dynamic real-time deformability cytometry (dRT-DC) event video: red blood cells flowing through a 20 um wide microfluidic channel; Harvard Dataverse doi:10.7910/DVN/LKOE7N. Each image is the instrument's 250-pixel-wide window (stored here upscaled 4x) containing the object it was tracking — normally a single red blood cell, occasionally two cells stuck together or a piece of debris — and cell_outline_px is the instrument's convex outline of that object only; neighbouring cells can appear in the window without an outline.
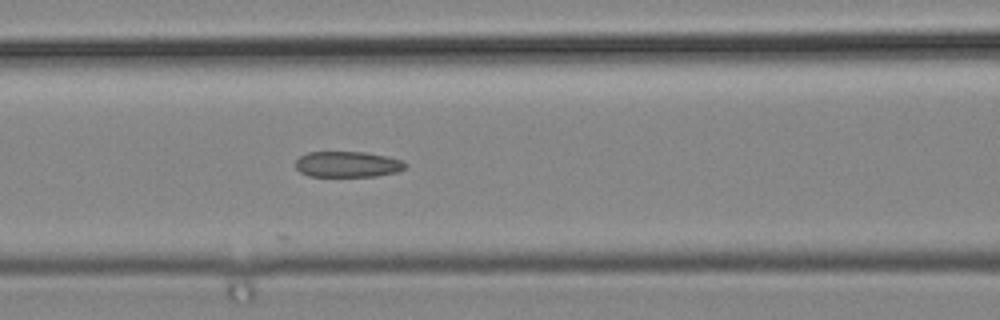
{"species": "common noctule bat (a hibernating species)", "species_latin": "Nyctalus noctula", "temperature_condition": "cold", "stored_images_in_passage": 31, "camera_frame_rate_fps": 3000, "um_per_image_px": 0.085, "animal": {"sex": "male", "body_mass_g": 19.2, "forearm_length_mm": 51.8}, "frame": {"image": 1, "passage_image": 7, "time_ms": 2.0, "image_size_px": [1000, 320], "cell_outline_px": [[408, 164], [404, 168], [396, 172], [376, 176], [308, 176], [300, 172], [296, 168], [296, 160], [300, 156], [308, 152], [364, 152], [384, 156], [400, 160]], "centroid_in_image_um": [29.51, 13.97], "position_along_channel_um": 137.1, "area_um2": 16.36}}
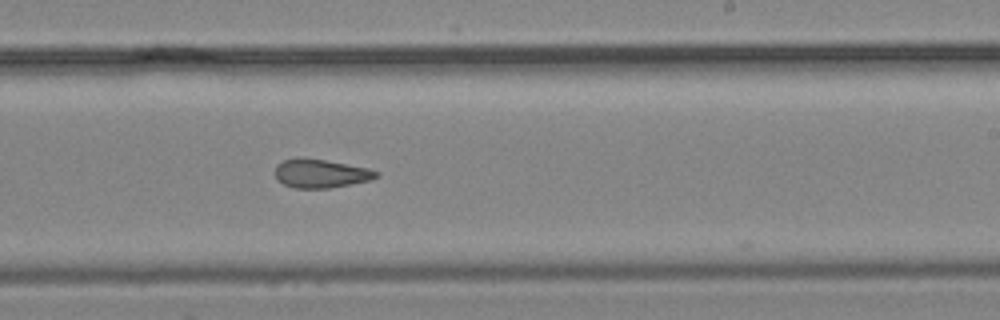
{"frame": {"image": 2, "passage_image": 16, "time_ms": 5.0, "image_size_px": [1000, 320], "cell_outline_px": [[380, 176], [372, 180], [328, 188], [296, 188], [284, 184], [276, 176], [276, 164], [284, 160], [296, 156], [324, 160], [368, 168], [376, 172]], "centroid_in_image_um": [27.25, 14.73], "position_along_channel_um": 261.7, "area_um2": 16.76}}
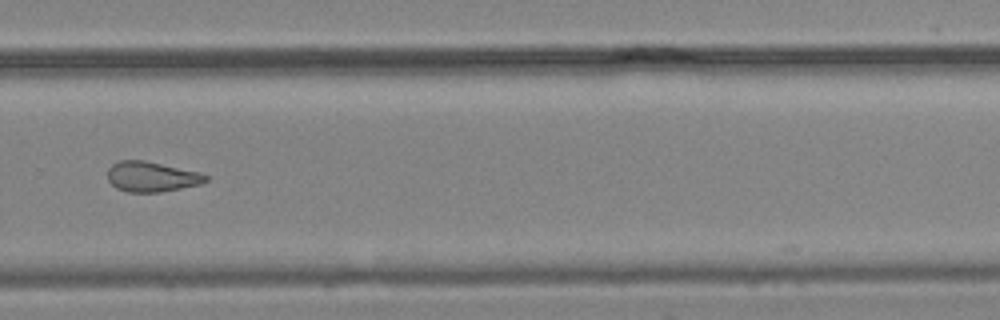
{"frame": {"image": 3, "passage_image": 20, "time_ms": 6.333, "image_size_px": [1000, 320], "cell_outline_px": [[208, 180], [200, 184], [160, 192], [128, 192], [116, 188], [108, 180], [108, 168], [112, 164], [120, 160], [144, 160], [200, 172], [208, 176]], "centroid_in_image_um": [12.88, 15.01], "position_along_channel_um": 316.9, "area_um2": 17.22}}